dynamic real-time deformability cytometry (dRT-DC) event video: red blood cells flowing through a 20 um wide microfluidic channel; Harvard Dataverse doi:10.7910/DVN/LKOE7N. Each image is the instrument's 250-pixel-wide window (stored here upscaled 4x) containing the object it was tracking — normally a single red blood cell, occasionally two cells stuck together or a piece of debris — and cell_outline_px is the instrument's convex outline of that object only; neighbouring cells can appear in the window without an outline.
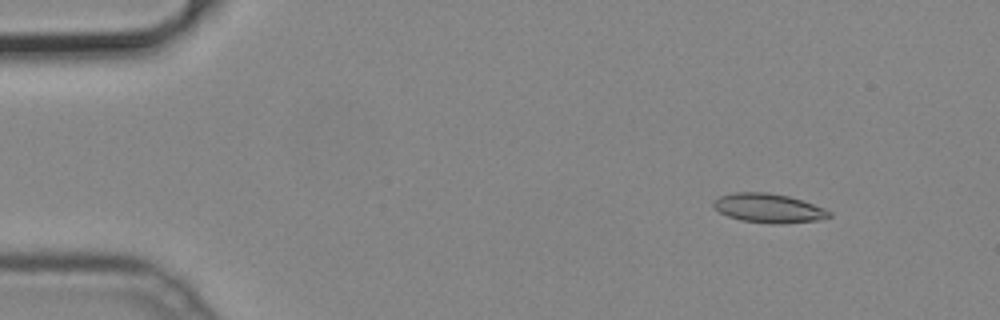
{"species": "common noctule bat (a hibernating species)", "species_latin": "Nyctalus noctula", "temperature_condition": "cold", "stored_images_in_passage": 10, "camera_frame_rate_fps": 3000, "um_per_image_px": 0.085, "animal": {"sex": "male", "body_mass_g": 19.2, "forearm_length_mm": 51.8}, "frame": {"image": 1, "passage_image": 6, "time_ms": 1.667, "image_size_px": [1000, 320], "cell_outline_px": [[832, 216], [816, 220], [784, 224], [768, 224], [740, 220], [728, 216], [720, 212], [712, 204], [720, 196], [736, 192], [768, 192], [788, 196], [824, 208], [832, 212]], "centroid_in_image_um": [65.34, 17.7], "position_along_channel_um": 19.7, "area_um2": 19.54}}